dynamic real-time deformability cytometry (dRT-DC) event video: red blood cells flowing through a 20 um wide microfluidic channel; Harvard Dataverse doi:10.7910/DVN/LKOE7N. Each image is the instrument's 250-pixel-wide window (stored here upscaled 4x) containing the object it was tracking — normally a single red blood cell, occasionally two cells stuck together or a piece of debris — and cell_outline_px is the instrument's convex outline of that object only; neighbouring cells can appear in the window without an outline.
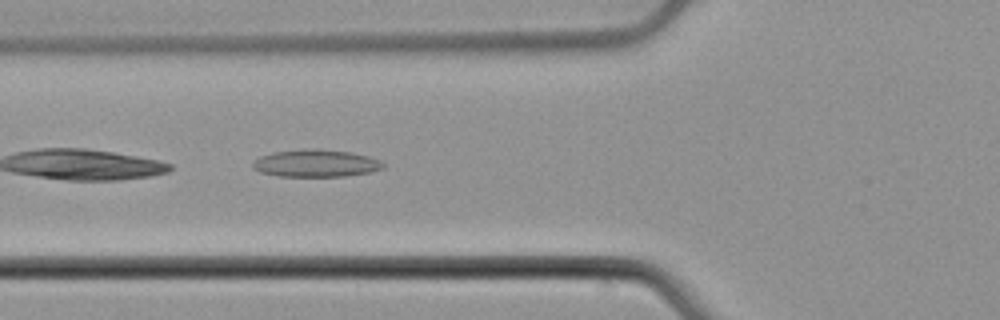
{"species": "common noctule bat (a hibernating species)", "species_latin": "Nyctalus noctula", "temperature_condition": "cold", "stored_images_in_passage": 40, "camera_frame_rate_fps": 3000, "um_per_image_px": 0.085, "animal": {"sex": "male", "body_mass_g": 21.5, "forearm_length_mm": 52.0}, "frame": {"image": 1, "passage_image": 13, "time_ms": 4.0, "image_size_px": [1000, 320], "cell_outline_px": [[384, 168], [368, 172], [344, 176], [276, 176], [260, 172], [252, 168], [252, 164], [260, 156], [272, 152], [304, 148], [316, 148], [348, 152], [368, 156], [380, 160], [384, 164]], "centroid_in_image_um": [26.81, 13.87], "position_along_channel_um": 99.0, "area_um2": 20.81}}
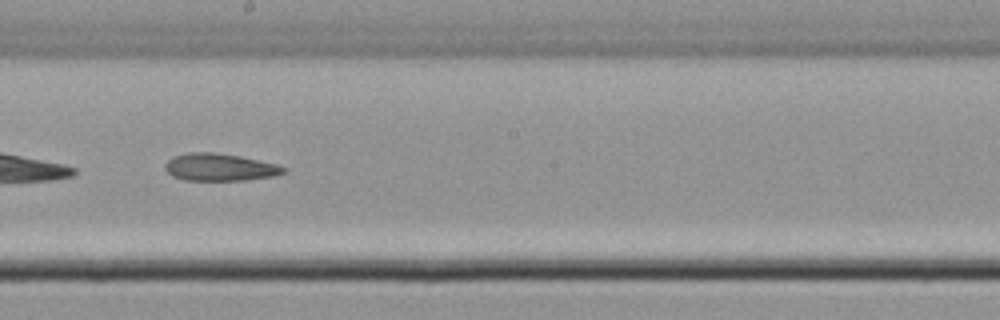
{"frame": {"image": 2, "passage_image": 23, "time_ms": 7.333, "image_size_px": [1000, 320], "cell_outline_px": [[288, 168], [284, 172], [272, 176], [244, 180], [184, 180], [172, 176], [164, 168], [164, 164], [172, 156], [188, 152], [216, 152], [240, 156], [276, 164]], "centroid_in_image_um": [18.63, 14.2], "position_along_channel_um": 229.6, "area_um2": 18.9}}
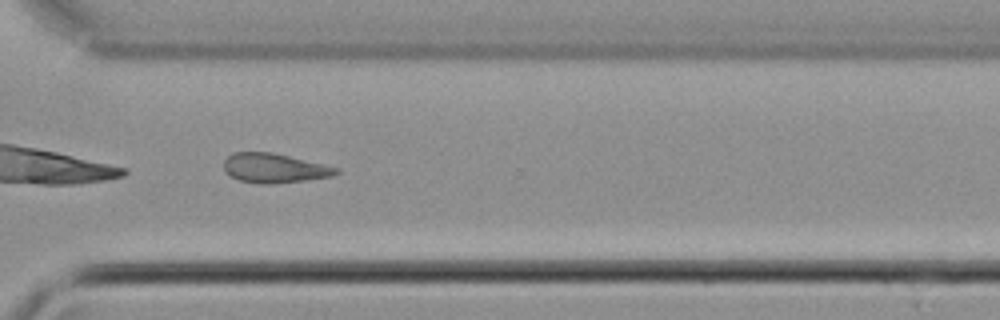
{"frame": {"image": 3, "passage_image": 32, "time_ms": 10.333, "image_size_px": [1000, 320], "cell_outline_px": [[340, 172], [332, 176], [308, 180], [268, 184], [264, 184], [240, 180], [224, 172], [224, 160], [232, 152], [272, 152], [340, 168]], "centroid_in_image_um": [23.32, 14.28], "position_along_channel_um": 347.3, "area_um2": 19.19}}